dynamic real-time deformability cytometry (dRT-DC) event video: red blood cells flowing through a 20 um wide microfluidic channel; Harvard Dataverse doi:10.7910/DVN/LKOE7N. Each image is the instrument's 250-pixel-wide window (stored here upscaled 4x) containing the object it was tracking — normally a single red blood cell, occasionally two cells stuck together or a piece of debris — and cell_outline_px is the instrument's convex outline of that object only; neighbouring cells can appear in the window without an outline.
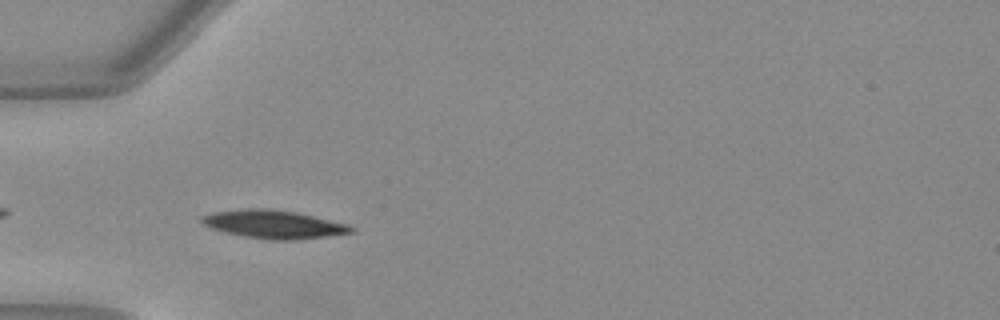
{"species": "Egyptian fruit bat (a non-hibernating species)", "species_latin": "Rousettus aegyptiacus", "temperature_condition": "warm", "stored_images_in_passage": 9, "camera_frame_rate_fps": 3000, "um_per_image_px": 0.085, "animal": {"sex": "female"}, "frame": {"image": 1, "passage_image": 2, "time_ms": 0.333, "image_size_px": [1000, 320], "cell_outline_px": [[356, 228], [352, 232], [324, 236], [284, 240], [272, 240], [248, 236], [228, 232], [212, 228], [204, 224], [200, 220], [200, 216], [212, 212], [248, 208], [268, 208], [296, 212], [348, 224]], "centroid_in_image_um": [23.25, 19.04], "position_along_channel_um": 61.8, "area_um2": 24.04}}
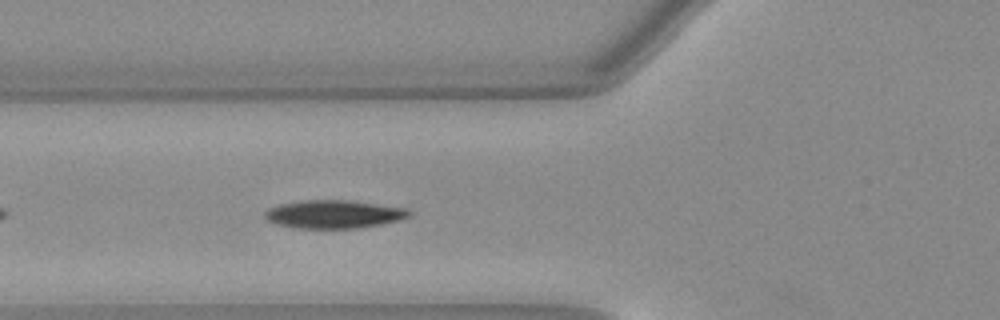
{"frame": {"image": 2, "passage_image": 5, "time_ms": 1.333, "image_size_px": [1000, 320], "cell_outline_px": [[412, 212], [408, 216], [396, 220], [380, 224], [356, 228], [292, 228], [276, 224], [268, 220], [264, 216], [264, 212], [268, 208], [280, 204], [304, 200], [344, 200], [408, 208]], "centroid_in_image_um": [28.32, 18.21], "position_along_channel_um": 97.5, "area_um2": 23.47}}
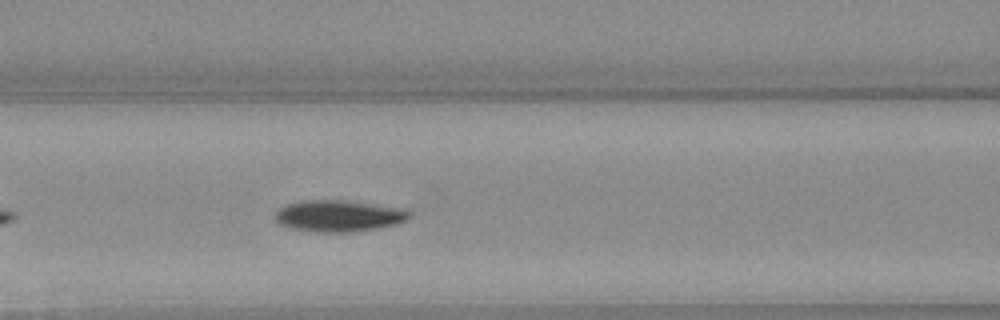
{"frame": {"image": 3, "passage_image": 8, "time_ms": 2.333, "image_size_px": [1000, 320], "cell_outline_px": [[408, 216], [404, 220], [396, 224], [376, 228], [352, 232], [316, 232], [292, 228], [280, 224], [276, 220], [276, 212], [280, 208], [288, 204], [304, 200], [344, 200], [400, 208], [408, 212]], "centroid_in_image_um": [28.74, 18.35], "position_along_channel_um": 137.9, "area_um2": 24.1}}